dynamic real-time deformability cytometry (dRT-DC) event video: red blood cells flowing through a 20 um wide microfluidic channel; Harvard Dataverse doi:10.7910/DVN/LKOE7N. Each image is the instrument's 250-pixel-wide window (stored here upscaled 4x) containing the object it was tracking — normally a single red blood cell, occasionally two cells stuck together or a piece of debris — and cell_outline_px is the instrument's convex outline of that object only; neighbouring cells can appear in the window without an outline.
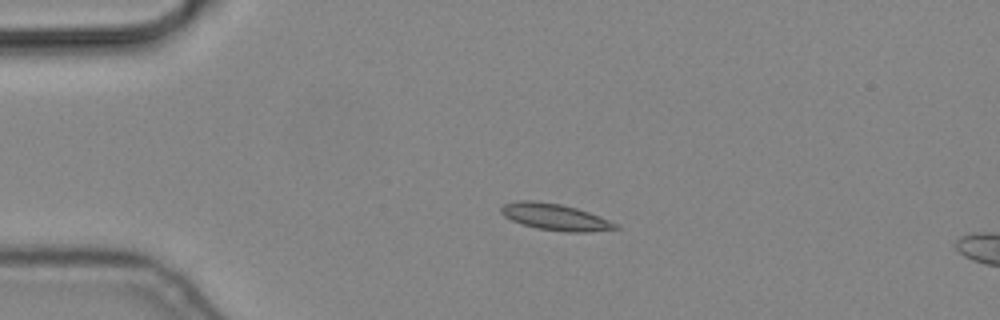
{"species": "common noctule bat (a hibernating species)", "species_latin": "Nyctalus noctula", "temperature_condition": "cold", "stored_images_in_passage": 2, "camera_frame_rate_fps": 3000, "um_per_image_px": 0.085, "animal": {"sex": "male", "body_mass_g": 19.2, "forearm_length_mm": 51.8}, "frame": {"image": 1, "passage_image": 2, "time_ms": 0.333, "image_size_px": [1000, 320], "cell_outline_px": [[620, 228], [588, 232], [564, 232], [536, 228], [512, 220], [504, 216], [500, 212], [500, 208], [504, 204], [516, 200], [532, 200], [560, 204], [576, 208], [600, 216], [616, 224]], "centroid_in_image_um": [47.16, 18.44], "position_along_channel_um": 37.8, "area_um2": 17.57}}